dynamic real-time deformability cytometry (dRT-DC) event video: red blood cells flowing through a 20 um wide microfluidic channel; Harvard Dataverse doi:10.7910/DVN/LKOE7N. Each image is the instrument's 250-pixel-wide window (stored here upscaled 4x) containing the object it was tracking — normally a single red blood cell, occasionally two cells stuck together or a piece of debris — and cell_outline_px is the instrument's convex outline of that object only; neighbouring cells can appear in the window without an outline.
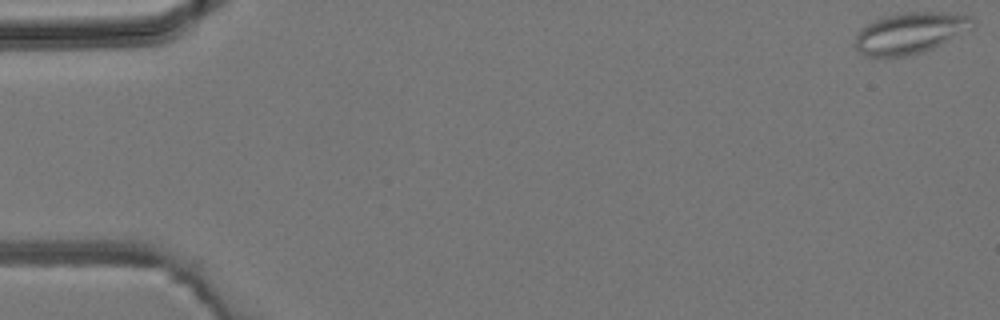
{"species": "common noctule bat (a hibernating species)", "species_latin": "Nyctalus noctula", "temperature_condition": "room temperature", "stored_images_in_passage": 4, "camera_frame_rate_fps": 3000, "um_per_image_px": 0.085, "animal": {"sex": "male", "body_mass_g": 19.2, "forearm_length_mm": 51.8}, "frame": {"image": 1, "passage_image": 4, "time_ms": 3.333, "image_size_px": [1000, 320], "cell_outline_px": [[976, 24], [972, 28], [924, 52], [904, 56], [868, 56], [860, 52], [852, 44], [856, 32], [860, 28], [872, 20], [884, 16], [900, 12], [956, 12], [972, 16]], "centroid_in_image_um": [77.34, 2.77], "position_along_channel_um": 7.7, "area_um2": 28.61}}